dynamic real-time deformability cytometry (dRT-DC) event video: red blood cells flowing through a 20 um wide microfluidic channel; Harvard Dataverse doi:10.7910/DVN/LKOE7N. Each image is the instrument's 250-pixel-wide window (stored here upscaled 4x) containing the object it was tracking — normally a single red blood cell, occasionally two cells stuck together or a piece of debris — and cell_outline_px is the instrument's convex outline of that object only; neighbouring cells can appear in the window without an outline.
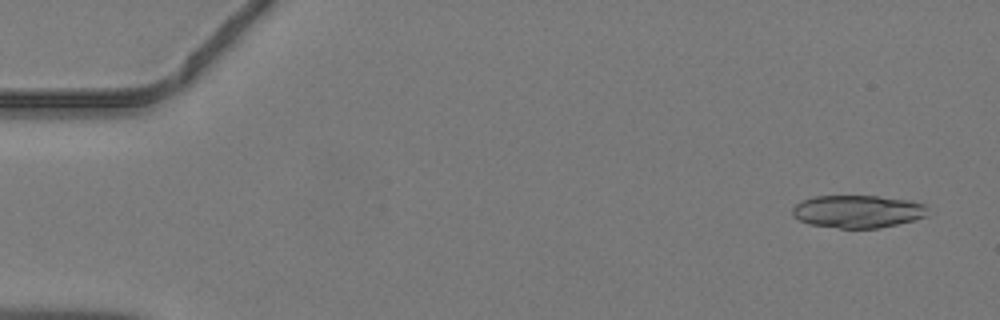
{"species": "common noctule bat (a hibernating species)", "species_latin": "Nyctalus noctula", "temperature_condition": "warm", "stored_images_in_passage": 46, "segment_of_instrument_passage": [1, 2], "camera_frame_rate_fps": 3000, "um_per_image_px": 0.085, "animal": {"sex": "male", "body_mass_g": 19.2, "forearm_length_mm": 51.8}, "frame": {"image": 1, "passage_image": 3, "time_ms": 0.667, "image_size_px": [1000, 320], "cell_outline_px": [[928, 216], [880, 228], [840, 228], [808, 224], [792, 216], [792, 208], [800, 200], [816, 196], [876, 196], [908, 200], [924, 204]], "centroid_in_image_um": [72.86, 17.97], "position_along_channel_um": 12.1, "area_um2": 25.72}}
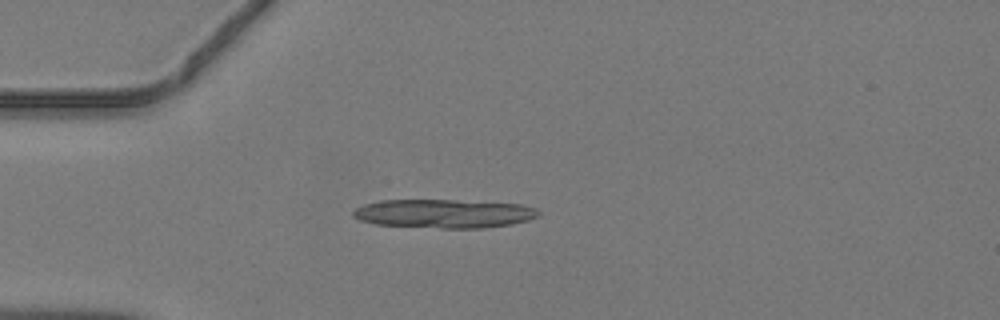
{"frame": {"image": 2, "passage_image": 13, "time_ms": 4.0, "image_size_px": [1000, 320], "cell_outline_px": [[540, 216], [528, 220], [512, 224], [484, 228], [440, 228], [376, 224], [360, 220], [352, 216], [352, 212], [356, 208], [364, 204], [380, 200], [456, 200], [520, 204], [536, 208], [540, 212]], "centroid_in_image_um": [37.75, 18.15], "position_along_channel_um": 47.2, "area_um2": 31.1}}